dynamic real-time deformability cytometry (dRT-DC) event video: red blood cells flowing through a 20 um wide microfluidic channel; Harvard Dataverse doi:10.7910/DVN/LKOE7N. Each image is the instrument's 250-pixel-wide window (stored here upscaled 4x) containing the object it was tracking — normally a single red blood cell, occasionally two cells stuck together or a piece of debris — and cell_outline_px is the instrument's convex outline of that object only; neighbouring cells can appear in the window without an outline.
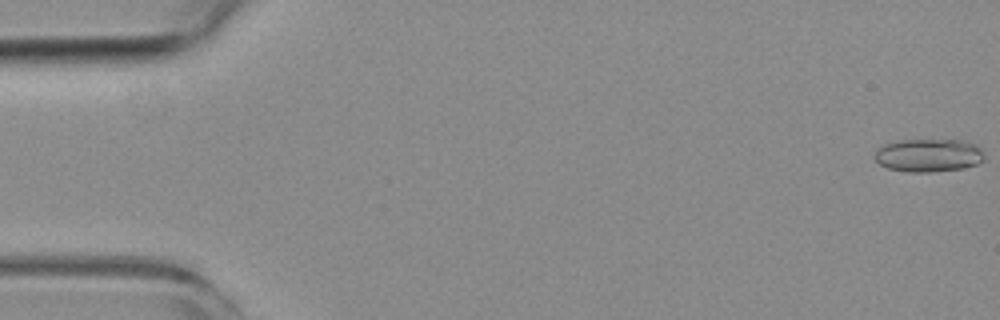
{"species": "common noctule bat (a hibernating species)", "species_latin": "Nyctalus noctula", "temperature_condition": "room temperature", "stored_images_in_passage": 16, "camera_frame_rate_fps": 3000, "um_per_image_px": 0.085, "animal": {"sex": "female", "body_mass_g": 19.3, "forearm_length_mm": 54.1}, "frame": {"image": 1, "passage_image": 1, "time_ms": 0.0, "image_size_px": [1000, 320], "cell_outline_px": [[984, 160], [976, 164], [964, 168], [932, 172], [908, 172], [888, 168], [880, 164], [872, 156], [884, 144], [896, 140], [960, 140], [976, 144], [980, 148], [984, 156]], "centroid_in_image_um": [78.93, 13.2], "position_along_channel_um": 6.1, "area_um2": 21.21}}
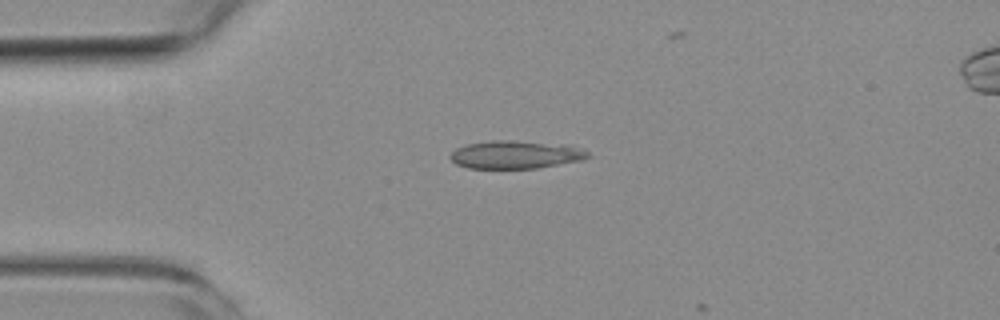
{"frame": {"image": 2, "passage_image": 14, "time_ms": 4.333, "image_size_px": [1000, 320], "cell_outline_px": [[592, 156], [584, 160], [536, 168], [468, 168], [456, 164], [448, 156], [456, 148], [468, 144], [492, 140], [512, 140], [568, 144], [584, 148]], "centroid_in_image_um": [43.9, 13.13], "position_along_channel_um": 41.1, "area_um2": 22.77}}